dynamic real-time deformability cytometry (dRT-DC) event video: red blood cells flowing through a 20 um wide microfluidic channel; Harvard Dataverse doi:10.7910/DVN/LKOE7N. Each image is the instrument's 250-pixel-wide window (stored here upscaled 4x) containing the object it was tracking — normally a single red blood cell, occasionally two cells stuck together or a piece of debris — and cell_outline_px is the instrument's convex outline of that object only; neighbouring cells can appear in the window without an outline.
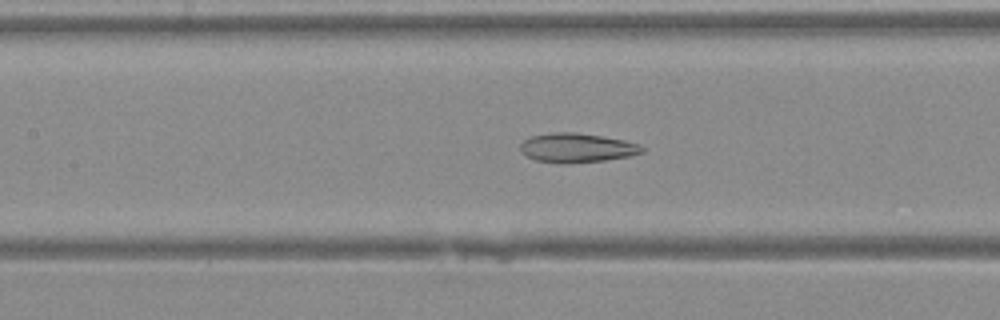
{"species": "Egyptian fruit bat (a non-hibernating species)", "species_latin": "Rousettus aegyptiacus", "temperature_condition": "warm", "stored_images_in_passage": 43, "camera_frame_rate_fps": 3000, "um_per_image_px": 0.085, "animal": {"sex": "female"}, "frame": {"image": 1, "passage_image": 21, "time_ms": 6.667, "image_size_px": [1000, 320], "cell_outline_px": [[644, 152], [628, 156], [604, 160], [568, 164], [560, 164], [536, 160], [520, 152], [520, 144], [524, 140], [532, 136], [552, 132], [576, 132], [624, 140], [640, 144], [644, 148]], "centroid_in_image_um": [49.02, 12.57], "position_along_channel_um": 158.4, "area_um2": 20.81}}
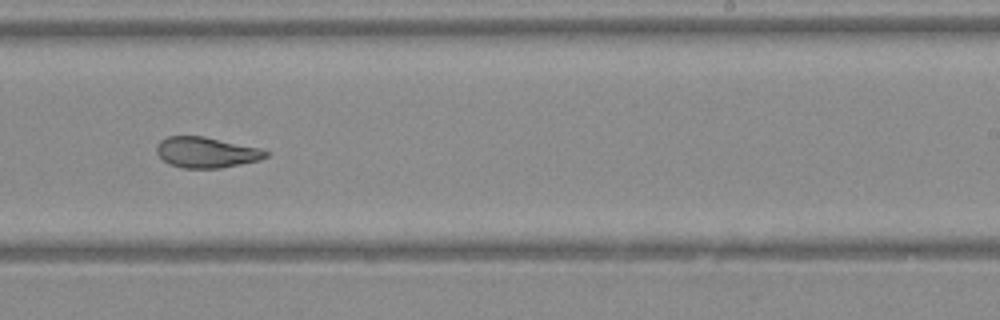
{"frame": {"image": 2, "passage_image": 28, "time_ms": 9.0, "image_size_px": [1000, 320], "cell_outline_px": [[272, 152], [268, 156], [260, 160], [220, 168], [184, 168], [168, 164], [156, 152], [156, 144], [160, 140], [168, 136], [204, 136], [260, 148]], "centroid_in_image_um": [17.55, 12.95], "position_along_channel_um": 271.5, "area_um2": 19.65}}
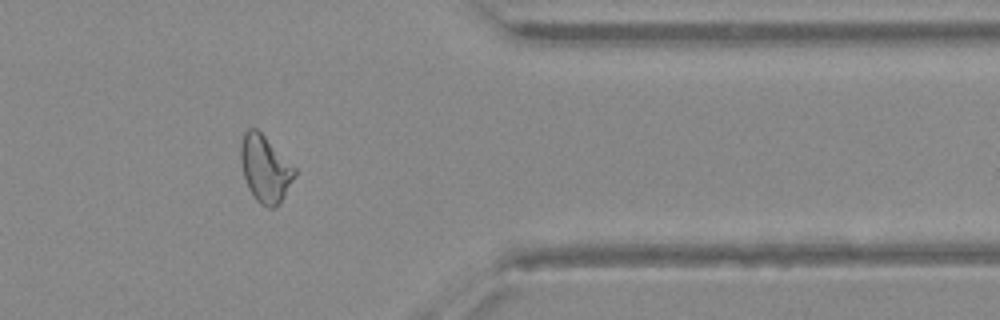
{"frame": {"image": 3, "passage_image": 36, "time_ms": 11.667, "image_size_px": [1000, 320], "cell_outline_px": [[296, 172], [280, 204], [272, 208], [268, 208], [260, 204], [256, 200], [248, 188], [244, 176], [240, 160], [240, 144], [244, 132], [248, 128], [256, 128], [296, 168]], "centroid_in_image_um": [22.51, 14.35], "position_along_channel_um": 388.9, "area_um2": 20.81}}